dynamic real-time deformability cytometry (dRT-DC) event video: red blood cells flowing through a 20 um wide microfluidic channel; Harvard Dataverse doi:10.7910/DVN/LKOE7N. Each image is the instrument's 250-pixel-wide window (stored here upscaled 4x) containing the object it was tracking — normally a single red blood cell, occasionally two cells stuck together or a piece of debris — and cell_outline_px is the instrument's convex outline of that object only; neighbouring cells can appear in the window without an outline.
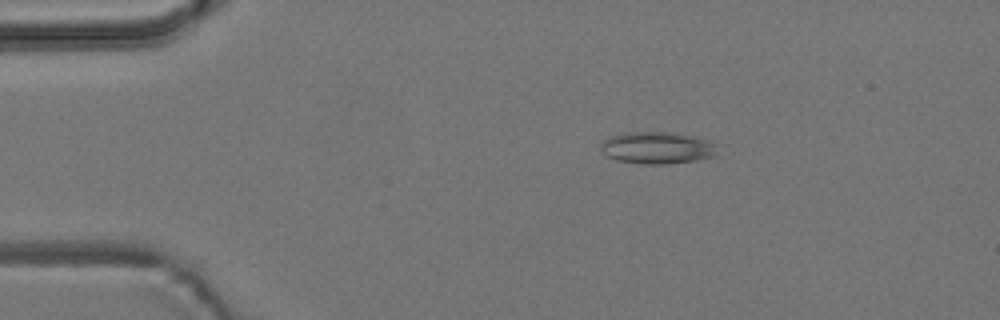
{"species": "common noctule bat (a hibernating species)", "species_latin": "Nyctalus noctula", "temperature_condition": "room temperature", "stored_images_in_passage": 3, "camera_frame_rate_fps": 3000, "um_per_image_px": 0.085, "animal": {"sex": "male", "body_mass_g": 19.2, "forearm_length_mm": 51.8}, "frame": {"image": 1, "passage_image": 1, "time_ms": 0.0, "image_size_px": [1000, 320], "cell_outline_px": [[720, 144], [716, 156], [696, 160], [668, 164], [644, 164], [616, 160], [604, 156], [600, 152], [600, 144], [608, 136], [628, 132], [668, 132], [692, 136], [708, 140]], "centroid_in_image_um": [55.86, 12.57], "position_along_channel_um": 29.1, "area_um2": 22.2}}